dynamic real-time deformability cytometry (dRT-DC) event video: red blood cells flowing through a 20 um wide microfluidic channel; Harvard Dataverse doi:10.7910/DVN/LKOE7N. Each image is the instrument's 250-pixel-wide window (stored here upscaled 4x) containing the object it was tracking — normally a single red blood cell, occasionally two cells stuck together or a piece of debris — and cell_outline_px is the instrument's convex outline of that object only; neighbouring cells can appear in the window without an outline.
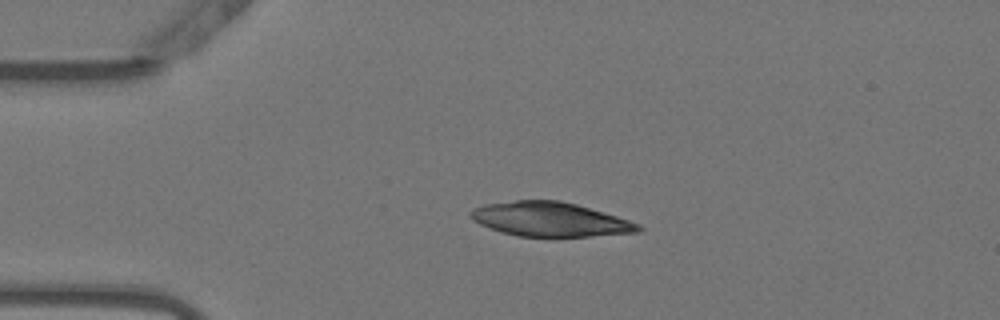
{"species": "Egyptian fruit bat (a non-hibernating species)", "species_latin": "Rousettus aegyptiacus", "temperature_condition": "warm", "stored_images_in_passage": 42, "camera_frame_rate_fps": 3000, "um_per_image_px": 0.085, "animal": {"sex": "female"}, "frame": {"image": 1, "passage_image": 1, "time_ms": 0.0, "image_size_px": [1000, 320], "cell_outline_px": [[644, 228], [640, 232], [588, 236], [516, 236], [500, 232], [488, 228], [472, 220], [468, 216], [468, 212], [484, 204], [516, 200], [560, 200], [576, 204], [604, 212], [640, 224]], "centroid_in_image_um": [46.73, 18.64], "position_along_channel_um": 38.3, "area_um2": 33.52}}